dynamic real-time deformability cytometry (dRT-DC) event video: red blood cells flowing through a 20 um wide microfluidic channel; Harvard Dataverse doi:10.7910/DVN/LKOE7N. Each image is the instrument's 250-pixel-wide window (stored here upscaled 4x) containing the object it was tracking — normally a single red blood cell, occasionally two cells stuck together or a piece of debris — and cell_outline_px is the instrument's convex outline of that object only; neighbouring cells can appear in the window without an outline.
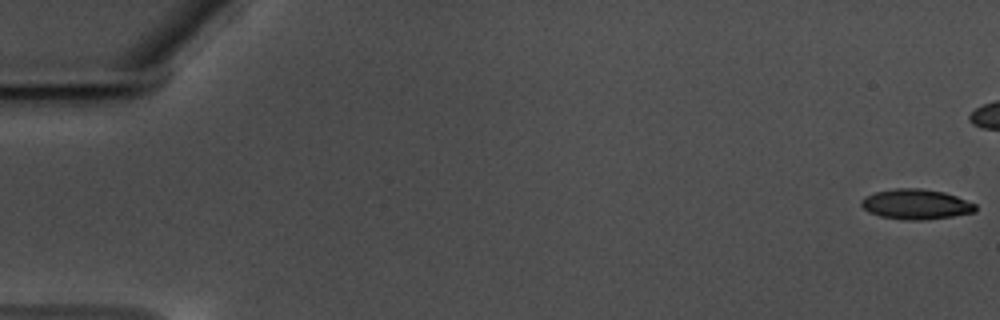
{"species": "common noctule bat (a hibernating species)", "species_latin": "Nyctalus noctula", "temperature_condition": "warm", "stored_images_in_passage": 49, "camera_frame_rate_fps": 3000, "um_per_image_px": 0.085, "animal": {"sex": "male", "body_mass_g": 17.5, "forearm_length_mm": 52.3}, "frame": {"image": 1, "passage_image": 1, "time_ms": 0.0, "image_size_px": [1000, 320], "cell_outline_px": [[976, 212], [952, 216], [924, 220], [908, 220], [880, 216], [868, 212], [860, 204], [860, 200], [864, 196], [876, 192], [896, 188], [920, 188], [944, 192], [956, 196], [976, 204]], "centroid_in_image_um": [77.85, 17.36], "position_along_channel_um": 7.2, "area_um2": 20.06}}
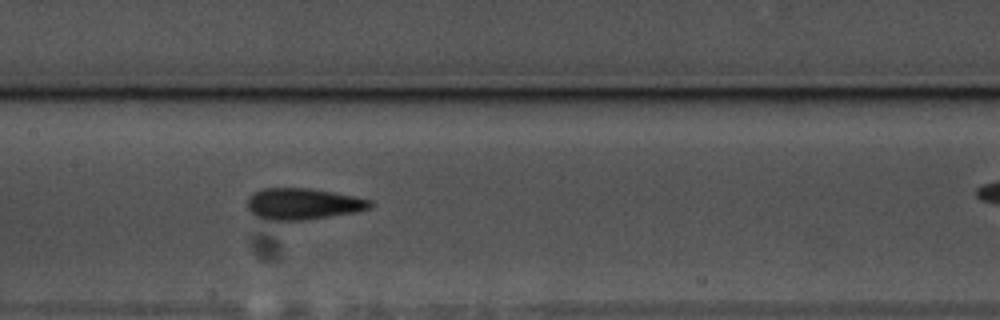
{"frame": {"image": 2, "passage_image": 30, "time_ms": 9.667, "image_size_px": [1000, 320], "cell_outline_px": [[372, 204], [368, 208], [356, 212], [304, 220], [268, 220], [256, 216], [248, 208], [248, 196], [252, 192], [260, 188], [312, 188], [356, 196], [372, 200]], "centroid_in_image_um": [25.74, 17.31], "position_along_channel_um": 181.7, "area_um2": 22.54}}
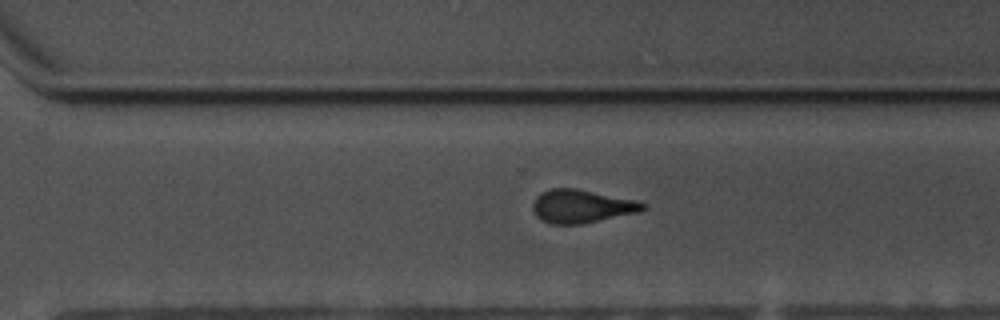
{"frame": {"image": 3, "passage_image": 42, "time_ms": 13.667, "image_size_px": [1000, 320], "cell_outline_px": [[648, 208], [640, 212], [580, 224], [552, 224], [540, 220], [532, 212], [532, 204], [536, 196], [552, 188], [576, 188], [636, 200], [648, 204]], "centroid_in_image_um": [49.45, 17.54], "position_along_channel_um": 321.2, "area_um2": 21.5}}